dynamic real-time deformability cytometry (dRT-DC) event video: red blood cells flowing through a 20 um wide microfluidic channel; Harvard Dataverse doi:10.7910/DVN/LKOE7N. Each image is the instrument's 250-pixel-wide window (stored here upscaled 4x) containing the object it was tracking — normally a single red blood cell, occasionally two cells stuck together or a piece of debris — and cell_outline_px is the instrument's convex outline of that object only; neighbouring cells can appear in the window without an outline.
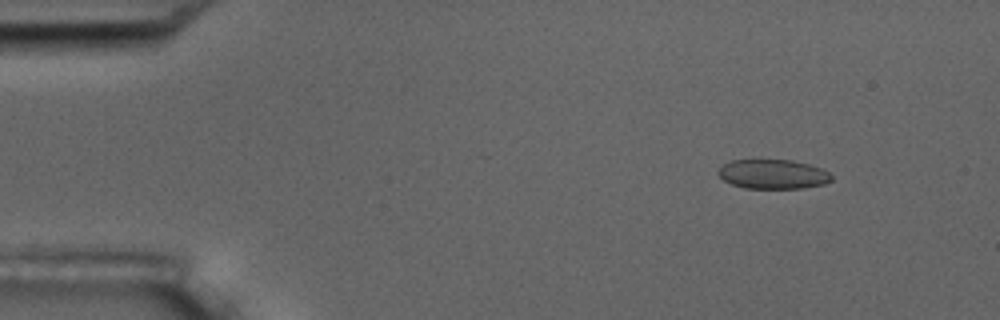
{"species": "common noctule bat (a hibernating species)", "species_latin": "Nyctalus noctula", "temperature_condition": "room temperature", "stored_images_in_passage": 5, "camera_frame_rate_fps": 3000, "um_per_image_px": 0.085, "animal": {"sex": "male", "body_mass_g": 17.5, "forearm_length_mm": 52.3}, "frame": {"image": 1, "passage_image": 2, "time_ms": 1.333, "image_size_px": [1000, 320], "cell_outline_px": [[832, 180], [824, 184], [804, 188], [744, 188], [732, 184], [724, 180], [716, 172], [724, 164], [732, 160], [792, 160], [808, 164], [820, 168], [828, 172], [832, 176]], "centroid_in_image_um": [65.7, 14.81], "position_along_channel_um": 19.3, "area_um2": 19.31}}
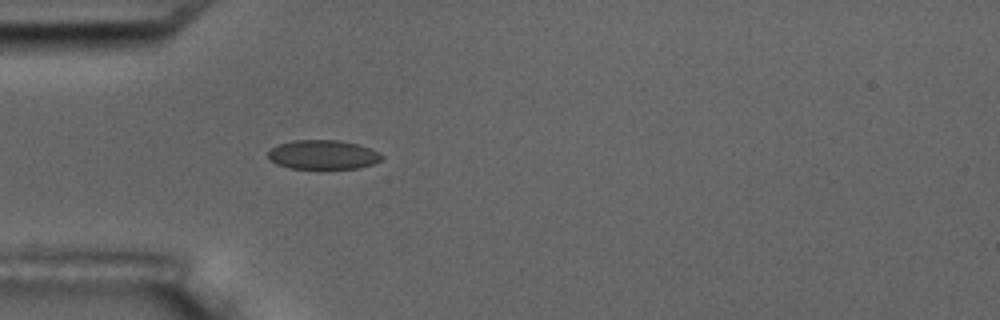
{"frame": {"image": 2, "passage_image": 5, "time_ms": 4.667, "image_size_px": [1000, 320], "cell_outline_px": [[384, 156], [380, 160], [372, 164], [360, 168], [288, 168], [276, 164], [268, 160], [268, 152], [272, 148], [280, 144], [292, 140], [340, 140], [356, 144], [380, 152]], "centroid_in_image_um": [27.43, 13.15], "position_along_channel_um": 57.6, "area_um2": 19.31}}